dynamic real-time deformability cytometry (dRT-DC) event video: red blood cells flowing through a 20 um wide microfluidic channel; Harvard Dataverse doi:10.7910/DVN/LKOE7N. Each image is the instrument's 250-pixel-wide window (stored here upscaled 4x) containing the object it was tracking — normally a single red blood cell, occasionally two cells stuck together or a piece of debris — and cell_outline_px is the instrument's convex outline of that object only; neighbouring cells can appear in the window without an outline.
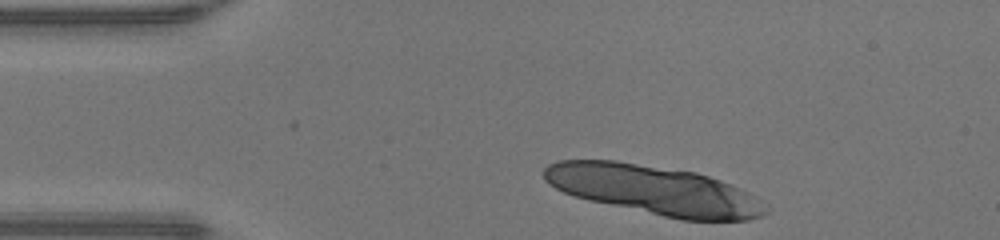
{"species": "human", "species_latin": "Homo sapiens", "temperature_condition": "warm", "stored_images_in_passage": 8, "camera_frame_rate_fps": 3000, "um_per_image_px": 0.085, "donor": {"sex": "male"}, "frame": {"image": 1, "passage_image": 1, "time_ms": 0.0, "image_size_px": [1000, 240], "cell_outline_px": [[768, 212], [760, 216], [748, 220], [680, 220], [588, 200], [564, 192], [556, 188], [544, 180], [544, 168], [548, 164], [556, 160], [616, 160], [696, 172], [732, 184], [748, 192], [768, 208]], "centroid_in_image_um": [55.58, 16.14], "position_along_channel_um": 29.4, "area_um2": 63.46}}